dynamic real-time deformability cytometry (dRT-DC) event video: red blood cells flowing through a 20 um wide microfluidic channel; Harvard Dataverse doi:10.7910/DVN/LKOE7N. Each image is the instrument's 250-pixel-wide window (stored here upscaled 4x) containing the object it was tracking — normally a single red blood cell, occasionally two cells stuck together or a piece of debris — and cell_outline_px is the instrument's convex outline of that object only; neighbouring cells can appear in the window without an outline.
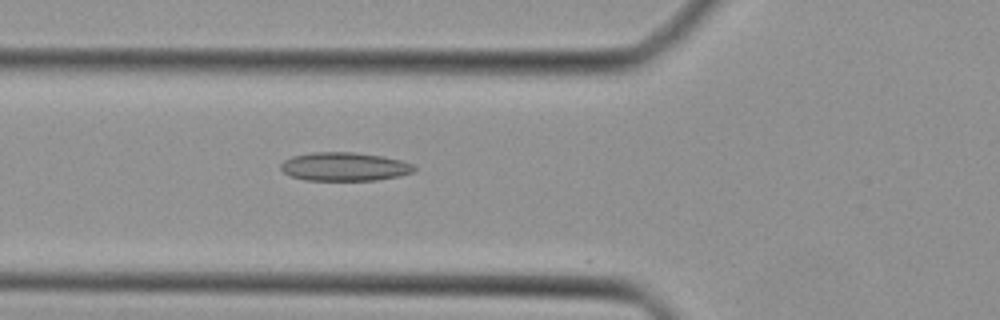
{"species": "Egyptian fruit bat (a non-hibernating species)", "species_latin": "Rousettus aegyptiacus", "temperature_condition": "cold", "stored_images_in_passage": 6, "camera_frame_rate_fps": 3000, "um_per_image_px": 0.085, "animal": {"sex": "female"}, "frame": {"image": 1, "passage_image": 4, "time_ms": 1.0, "image_size_px": [1000, 320], "cell_outline_px": [[416, 168], [412, 172], [400, 176], [376, 180], [304, 180], [292, 176], [284, 172], [280, 168], [280, 164], [284, 160], [292, 156], [312, 152], [352, 152], [384, 156], [400, 160], [412, 164]], "centroid_in_image_um": [29.27, 14.16], "position_along_channel_um": 96.5, "area_um2": 22.2}}